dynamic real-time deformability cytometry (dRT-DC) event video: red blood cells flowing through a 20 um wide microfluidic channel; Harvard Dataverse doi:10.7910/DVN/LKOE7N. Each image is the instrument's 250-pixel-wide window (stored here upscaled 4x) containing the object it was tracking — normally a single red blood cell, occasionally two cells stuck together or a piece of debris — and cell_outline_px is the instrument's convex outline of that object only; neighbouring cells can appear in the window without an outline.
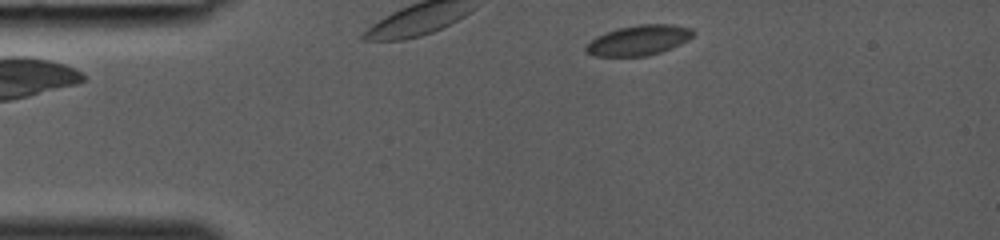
{"species": "common noctule bat (a hibernating species)", "species_latin": "Nyctalus noctula", "temperature_condition": "room temperature", "stored_images_in_passage": 11, "camera_frame_rate_fps": 3000, "um_per_image_px": 0.085, "animal": {"sex": "female", "body_mass_g": 19.0, "forearm_length_mm": 53.3}, "frame": {"image": 1, "passage_image": 1, "time_ms": 0.0, "image_size_px": [1000, 240], "cell_outline_px": [[696, 32], [688, 40], [680, 44], [660, 52], [648, 56], [596, 56], [588, 52], [584, 48], [596, 36], [604, 32], [620, 28], [640, 24], [672, 24], [692, 28]], "centroid_in_image_um": [54.32, 3.41], "position_along_channel_um": 30.7, "area_um2": 18.73}}
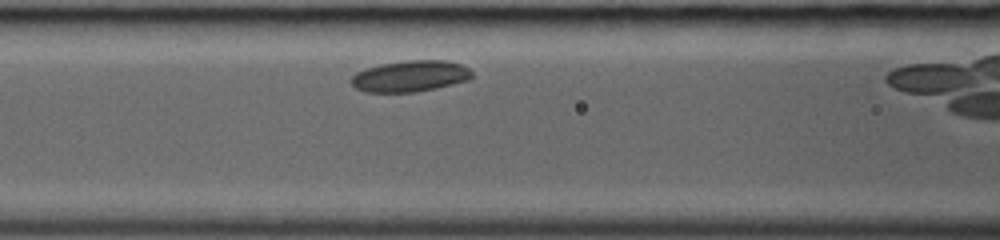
{"frame": {"image": 2, "passage_image": 7, "time_ms": 2.0, "image_size_px": [1000, 240], "cell_outline_px": [[472, 80], [436, 88], [416, 92], [364, 92], [356, 88], [348, 80], [356, 72], [364, 68], [380, 64], [404, 60], [448, 60], [460, 64], [468, 68], [472, 72]], "centroid_in_image_um": [34.86, 6.47], "position_along_channel_um": 131.7, "area_um2": 22.37}}